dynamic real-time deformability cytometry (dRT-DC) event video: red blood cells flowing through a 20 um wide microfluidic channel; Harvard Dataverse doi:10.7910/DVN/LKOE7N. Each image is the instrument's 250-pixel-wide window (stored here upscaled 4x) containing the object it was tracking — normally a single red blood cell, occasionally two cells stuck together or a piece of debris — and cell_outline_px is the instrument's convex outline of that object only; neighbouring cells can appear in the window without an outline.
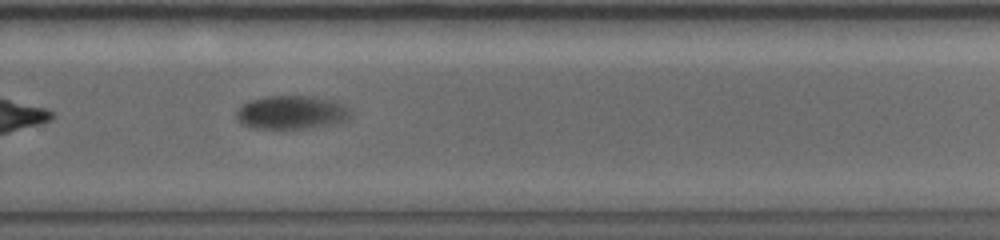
{"species": "common noctule bat (a hibernating species)", "species_latin": "Nyctalus noctula", "temperature_condition": "warm", "stored_images_in_passage": 24, "camera_frame_rate_fps": 5000, "um_per_image_px": 0.085, "animal": {"sex": "female", "body_mass_g": 19.0, "forearm_length_mm": 56.7}, "frame": {"image": 1, "passage_image": 14, "time_ms": 8.0, "image_size_px": [1000, 240], "cell_outline_px": [[348, 116], [340, 124], [304, 128], [252, 128], [240, 124], [236, 120], [236, 112], [248, 100], [264, 96], [308, 96], [332, 100], [344, 104], [348, 108]], "centroid_in_image_um": [24.73, 9.56], "position_along_channel_um": 305.1, "area_um2": 22.31}}